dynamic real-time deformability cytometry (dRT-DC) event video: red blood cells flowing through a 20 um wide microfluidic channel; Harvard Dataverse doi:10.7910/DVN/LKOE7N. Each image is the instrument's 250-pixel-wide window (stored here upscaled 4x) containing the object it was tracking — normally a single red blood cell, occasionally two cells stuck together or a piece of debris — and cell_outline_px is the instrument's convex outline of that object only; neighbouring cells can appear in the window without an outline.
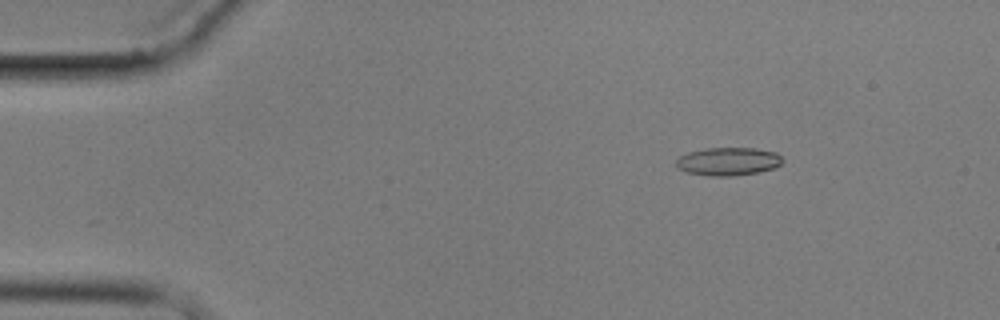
{"species": "common noctule bat (a hibernating species)", "species_latin": "Nyctalus noctula", "temperature_condition": "cold", "stored_images_in_passage": 5, "camera_frame_rate_fps": 3000, "um_per_image_px": 0.085, "animal": {"sex": "male", "body_mass_g": 17.9}, "frame": {"image": 1, "passage_image": 2, "time_ms": 1.0, "image_size_px": [1000, 320], "cell_outline_px": [[784, 160], [780, 164], [772, 168], [760, 172], [732, 176], [708, 176], [688, 172], [676, 168], [676, 160], [680, 156], [688, 152], [708, 148], [756, 148], [776, 152]], "centroid_in_image_um": [61.89, 13.72], "position_along_channel_um": 23.1, "area_um2": 17.46}}